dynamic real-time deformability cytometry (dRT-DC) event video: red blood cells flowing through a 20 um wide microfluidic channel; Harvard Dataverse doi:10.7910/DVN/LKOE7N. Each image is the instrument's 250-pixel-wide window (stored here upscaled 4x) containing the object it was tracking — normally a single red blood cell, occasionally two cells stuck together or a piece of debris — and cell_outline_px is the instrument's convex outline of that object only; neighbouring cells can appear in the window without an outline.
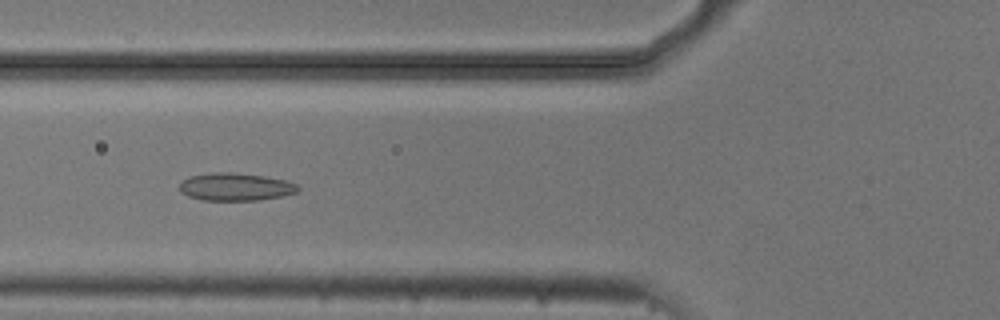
{"species": "common noctule bat (a hibernating species)", "species_latin": "Nyctalus noctula", "temperature_condition": "cold", "stored_images_in_passage": 41, "camera_frame_rate_fps": 3000, "um_per_image_px": 0.085, "animal": {"sex": "male", "body_mass_g": 20.5, "forearm_length_mm": 52.5}, "frame": {"image": 1, "passage_image": 6, "time_ms": 1.667, "image_size_px": [1000, 320], "cell_outline_px": [[300, 188], [296, 192], [280, 196], [260, 200], [204, 200], [188, 196], [180, 192], [180, 184], [188, 176], [212, 172], [232, 172], [264, 176], [284, 180], [296, 184]], "centroid_in_image_um": [19.99, 15.87], "position_along_channel_um": 105.8, "area_um2": 19.02}}
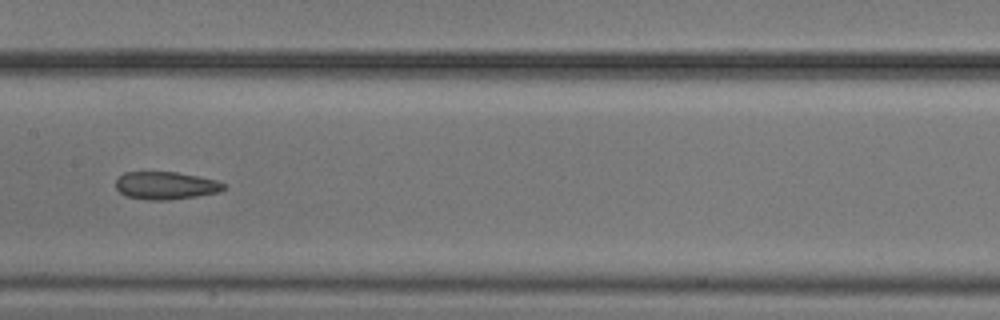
{"frame": {"image": 2, "passage_image": 13, "time_ms": 4.0, "image_size_px": [1000, 320], "cell_outline_px": [[228, 188], [220, 192], [196, 196], [168, 200], [148, 200], [124, 196], [116, 188], [116, 180], [124, 172], [176, 172], [216, 180], [224, 184]], "centroid_in_image_um": [14.09, 15.78], "position_along_channel_um": 193.3, "area_um2": 17.46}}
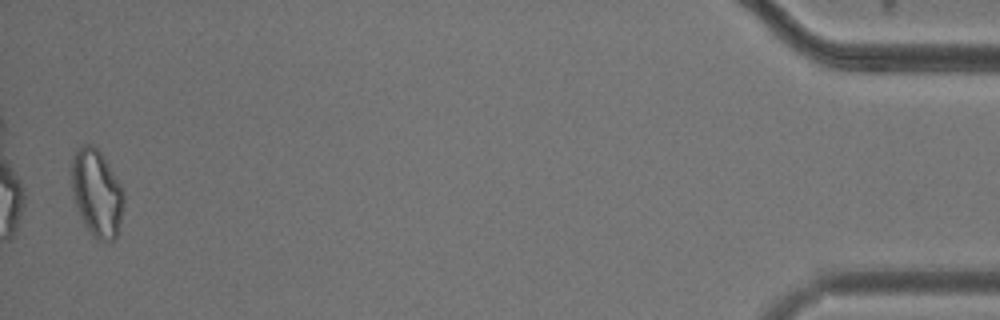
{"frame": {"image": 3, "passage_image": 39, "time_ms": 12.667, "image_size_px": [1000, 320], "cell_outline_px": [[124, 204], [116, 236], [112, 240], [100, 240], [88, 232], [84, 224], [72, 196], [72, 160], [76, 148], [84, 144], [92, 144], [100, 152], [120, 184], [124, 196]], "centroid_in_image_um": [8.2, 16.39], "position_along_channel_um": 427.0, "area_um2": 26.13}, "authors_computed_cell_mechanics": {"area_um2": 19.0162, "velocity_mm_per_s": 3.717, "shape_relaxation_time_tau1_ms": null, "shape_relaxation_time_tau2_ms": 4.3501, "deformation_change_tau1": null, "deformation_change_tau2": 0.1155}}